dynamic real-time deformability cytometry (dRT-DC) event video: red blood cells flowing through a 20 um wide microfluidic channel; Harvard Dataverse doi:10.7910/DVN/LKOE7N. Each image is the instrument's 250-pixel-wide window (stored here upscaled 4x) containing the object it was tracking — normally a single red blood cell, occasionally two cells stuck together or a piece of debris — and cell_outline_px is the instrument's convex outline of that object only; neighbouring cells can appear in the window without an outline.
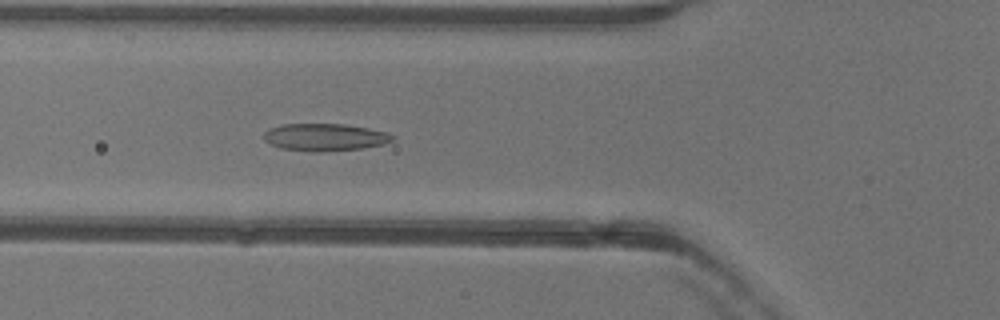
{"species": "common noctule bat (a hibernating species)", "species_latin": "Nyctalus noctula", "temperature_condition": "warm", "stored_images_in_passage": 51, "camera_frame_rate_fps": 3000, "um_per_image_px": 0.085, "animal": {"sex": "female"}, "frame": {"image": 1, "passage_image": 18, "time_ms": 5.667, "image_size_px": [1000, 320], "cell_outline_px": [[396, 136], [392, 140], [384, 144], [364, 148], [320, 152], [316, 152], [284, 148], [272, 144], [264, 140], [264, 132], [268, 128], [284, 124], [344, 124], [368, 128], [388, 132]], "centroid_in_image_um": [27.65, 11.65], "position_along_channel_um": 98.1, "area_um2": 20.46}}
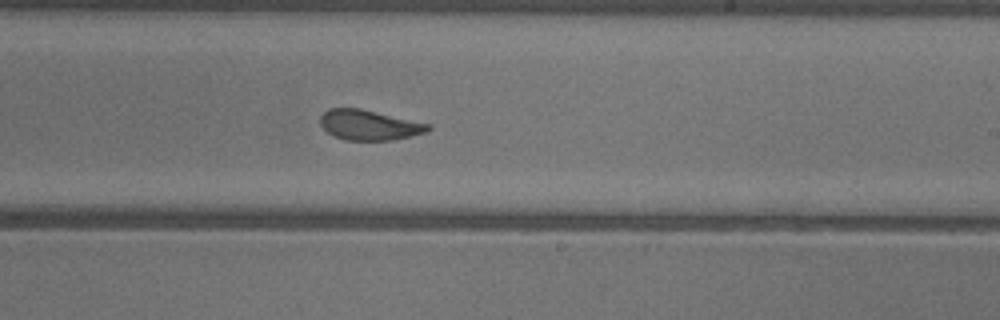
{"frame": {"image": 2, "passage_image": 30, "time_ms": 9.667, "image_size_px": [1000, 320], "cell_outline_px": [[432, 128], [428, 132], [392, 140], [344, 140], [332, 136], [320, 124], [320, 116], [328, 108], [360, 108], [432, 124]], "centroid_in_image_um": [31.4, 10.62], "position_along_channel_um": 257.6, "area_um2": 19.13}}
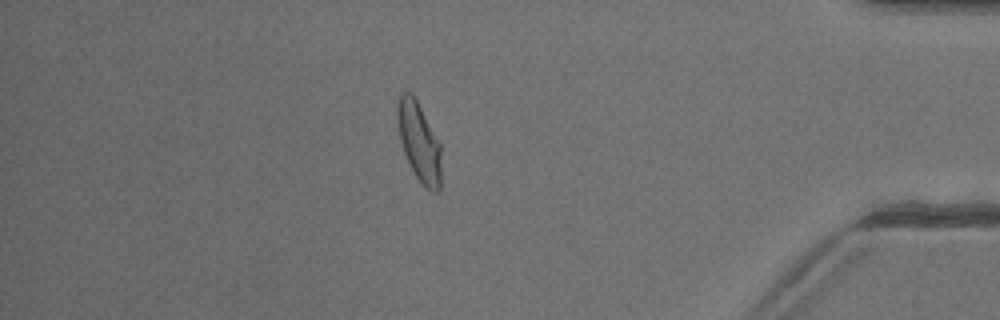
{"frame": {"image": 3, "passage_image": 44, "time_ms": 14.333, "image_size_px": [1000, 320], "cell_outline_px": [[440, 188], [436, 192], [432, 192], [416, 176], [404, 152], [400, 140], [396, 120], [396, 112], [400, 92], [412, 92], [440, 144]], "centroid_in_image_um": [35.59, 12.01], "position_along_channel_um": 399.6, "area_um2": 19.71}, "authors_computed_cell_mechanics": {"area_um2": 20.4612, "velocity_mm_per_s": 3.9817, "shape_relaxation_time_tau1_ms": 6.2741, "shape_relaxation_time_tau2_ms": 1.4383, "deformation_change_tau1": 0.1704, "deformation_change_tau2": 0.0737}}